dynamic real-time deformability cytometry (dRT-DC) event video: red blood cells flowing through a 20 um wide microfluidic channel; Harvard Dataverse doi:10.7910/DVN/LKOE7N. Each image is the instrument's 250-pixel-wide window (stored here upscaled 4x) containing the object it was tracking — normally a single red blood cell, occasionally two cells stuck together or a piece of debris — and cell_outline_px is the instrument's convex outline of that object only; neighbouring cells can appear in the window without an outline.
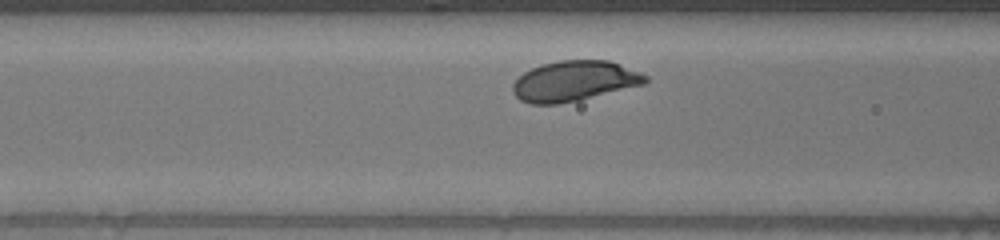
{"species": "human", "species_latin": "Homo sapiens", "temperature_condition": "warm", "stored_images_in_passage": 28, "camera_frame_rate_fps": 3000, "um_per_image_px": 0.085, "donor": {"sex": "male"}, "frame": {"image": 1, "passage_image": 6, "time_ms": 1.667, "image_size_px": [1000, 240], "cell_outline_px": [[648, 80], [644, 84], [576, 100], [556, 104], [528, 104], [520, 100], [512, 92], [512, 84], [524, 72], [540, 64], [560, 60], [608, 60], [620, 64], [640, 72], [648, 76]], "centroid_in_image_um": [48.78, 6.88], "position_along_channel_um": 117.8, "area_um2": 30.92}}
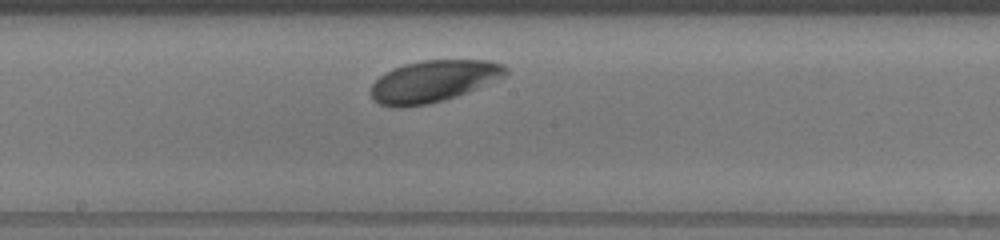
{"frame": {"image": 2, "passage_image": 14, "time_ms": 4.333, "image_size_px": [1000, 240], "cell_outline_px": [[508, 72], [504, 76], [468, 92], [444, 100], [428, 104], [404, 108], [396, 108], [380, 104], [372, 100], [368, 92], [372, 84], [384, 72], [392, 68], [404, 64], [424, 60], [488, 60], [504, 64], [508, 68]], "centroid_in_image_um": [36.79, 6.91], "position_along_channel_um": 211.4, "area_um2": 33.12}}
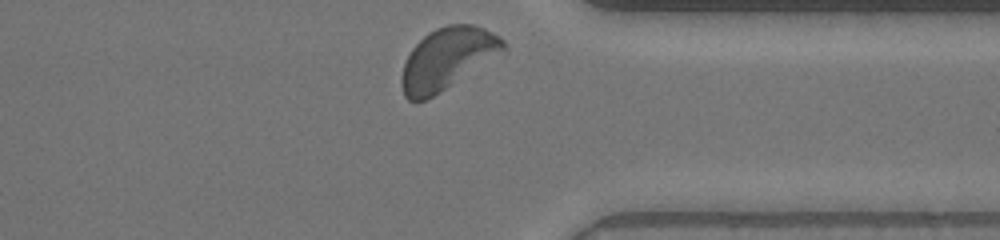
{"frame": {"image": 3, "passage_image": 28, "time_ms": 9.0, "image_size_px": [1000, 240], "cell_outline_px": [[508, 52], [440, 92], [424, 100], [408, 100], [404, 96], [400, 84], [400, 80], [404, 64], [412, 48], [428, 32], [436, 28], [448, 24], [472, 24], [484, 28], [500, 36], [504, 40]], "centroid_in_image_um": [38.09, 4.98], "position_along_channel_um": 373.3, "area_um2": 36.99}}